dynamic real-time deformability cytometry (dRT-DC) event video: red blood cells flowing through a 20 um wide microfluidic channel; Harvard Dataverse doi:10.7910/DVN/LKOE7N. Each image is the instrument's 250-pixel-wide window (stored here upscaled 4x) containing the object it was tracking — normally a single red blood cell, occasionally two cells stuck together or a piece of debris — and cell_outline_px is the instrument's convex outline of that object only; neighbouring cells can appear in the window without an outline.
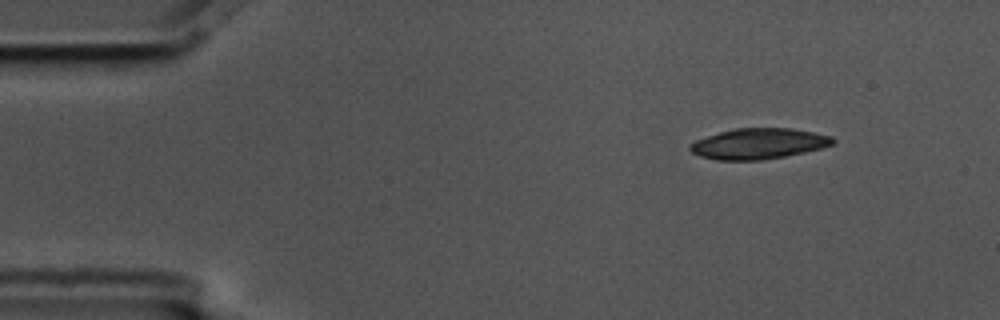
{"species": "common noctule bat (a hibernating species)", "species_latin": "Nyctalus noctula", "temperature_condition": "cold", "stored_images_in_passage": 8, "camera_frame_rate_fps": 3000, "um_per_image_px": 0.085, "animal": {"sex": "male", "body_mass_g": 17.5, "forearm_length_mm": 52.3}, "frame": {"image": 1, "passage_image": 1, "time_ms": 0.0, "image_size_px": [1000, 320], "cell_outline_px": [[836, 140], [832, 144], [820, 148], [804, 152], [764, 160], [716, 160], [700, 156], [692, 152], [688, 148], [688, 144], [696, 140], [720, 132], [736, 128], [792, 128], [832, 136]], "centroid_in_image_um": [64.46, 12.21], "position_along_channel_um": 20.5, "area_um2": 25.43}}
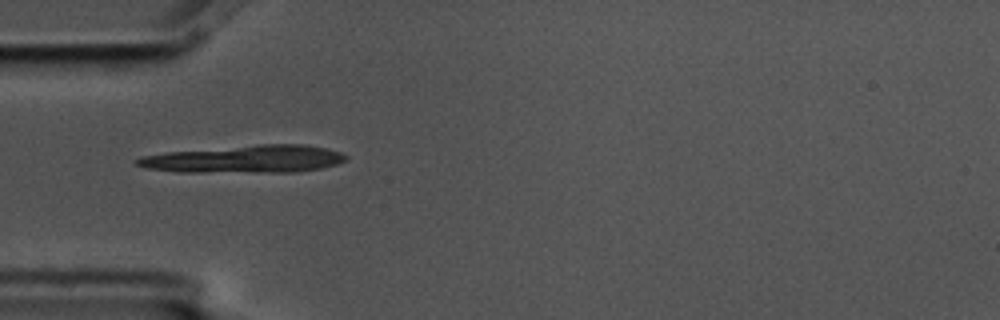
{"frame": {"image": 2, "passage_image": 4, "time_ms": 1.0, "image_size_px": [1000, 320], "cell_outline_px": [[348, 160], [336, 164], [320, 168], [296, 172], [176, 172], [148, 168], [132, 164], [132, 160], [140, 156], [168, 152], [260, 144], [300, 144], [324, 148], [340, 152], [348, 156]], "centroid_in_image_um": [20.77, 13.53], "position_along_channel_um": 64.2, "area_um2": 33.58}}